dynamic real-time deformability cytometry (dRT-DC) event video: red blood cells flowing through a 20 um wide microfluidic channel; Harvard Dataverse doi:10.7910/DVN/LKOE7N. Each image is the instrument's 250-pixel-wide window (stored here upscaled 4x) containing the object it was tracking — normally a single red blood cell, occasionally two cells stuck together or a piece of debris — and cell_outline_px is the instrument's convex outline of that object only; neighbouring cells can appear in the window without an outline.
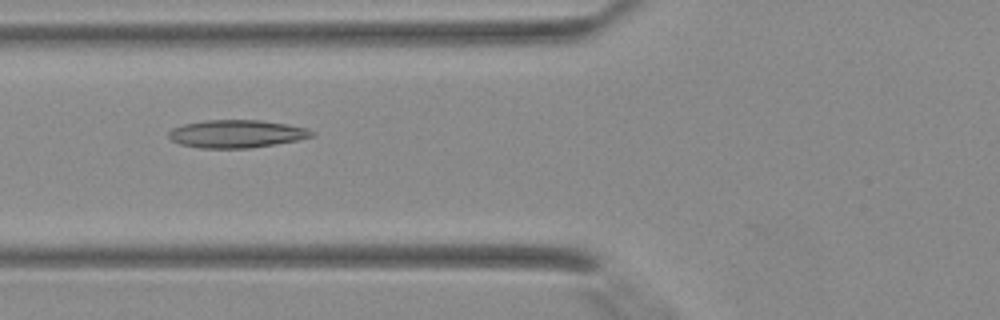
{"species": "Egyptian fruit bat (a non-hibernating species)", "species_latin": "Rousettus aegyptiacus", "temperature_condition": "warm", "stored_images_in_passage": 32, "camera_frame_rate_fps": 3000, "um_per_image_px": 0.085, "animal": {"sex": "female"}, "frame": {"image": 1, "passage_image": 7, "time_ms": 2.0, "image_size_px": [1000, 320], "cell_outline_px": [[316, 136], [276, 144], [248, 148], [200, 148], [180, 144], [172, 140], [168, 136], [168, 132], [172, 128], [184, 124], [208, 120], [260, 120], [288, 124], [304, 128], [316, 132]], "centroid_in_image_um": [20.12, 11.37], "position_along_channel_um": 105.7, "area_um2": 23.18}}
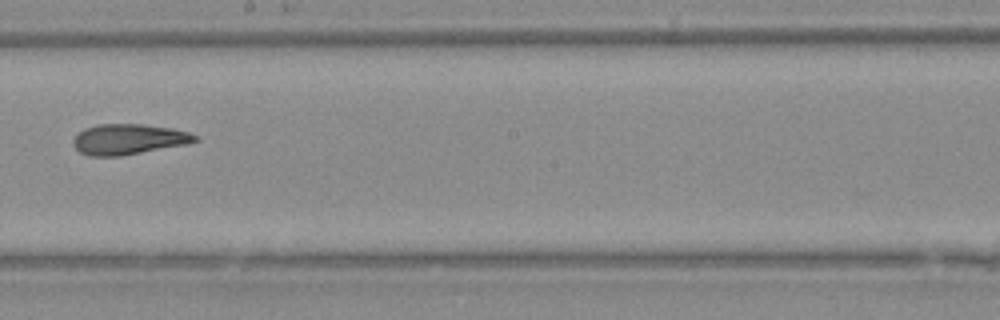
{"frame": {"image": 2, "passage_image": 15, "time_ms": 4.667, "image_size_px": [1000, 320], "cell_outline_px": [[200, 140], [188, 144], [120, 156], [88, 156], [80, 152], [72, 144], [72, 140], [84, 128], [100, 124], [144, 124], [172, 128], [188, 132], [196, 136]], "centroid_in_image_um": [10.93, 11.84], "position_along_channel_um": 237.3, "area_um2": 21.68}}
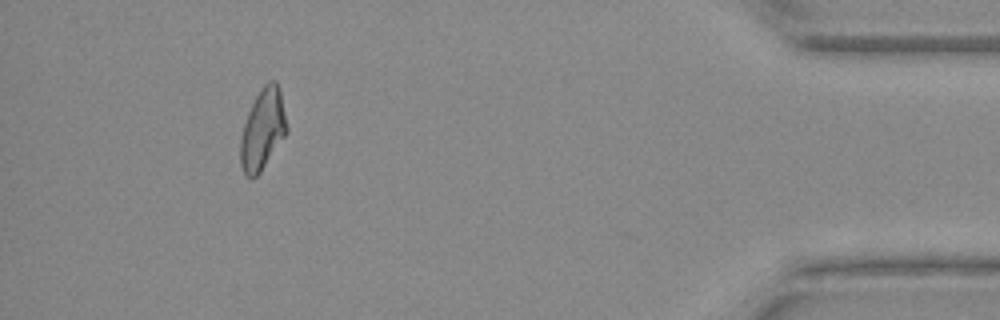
{"frame": {"image": 3, "passage_image": 29, "time_ms": 9.333, "image_size_px": [1000, 320], "cell_outline_px": [[288, 132], [260, 172], [252, 180], [244, 172], [240, 164], [240, 140], [244, 124], [248, 112], [256, 96], [264, 84], [268, 80], [276, 80], [280, 88], [288, 128]], "centroid_in_image_um": [22.34, 10.98], "position_along_channel_um": 412.9, "area_um2": 21.85}}